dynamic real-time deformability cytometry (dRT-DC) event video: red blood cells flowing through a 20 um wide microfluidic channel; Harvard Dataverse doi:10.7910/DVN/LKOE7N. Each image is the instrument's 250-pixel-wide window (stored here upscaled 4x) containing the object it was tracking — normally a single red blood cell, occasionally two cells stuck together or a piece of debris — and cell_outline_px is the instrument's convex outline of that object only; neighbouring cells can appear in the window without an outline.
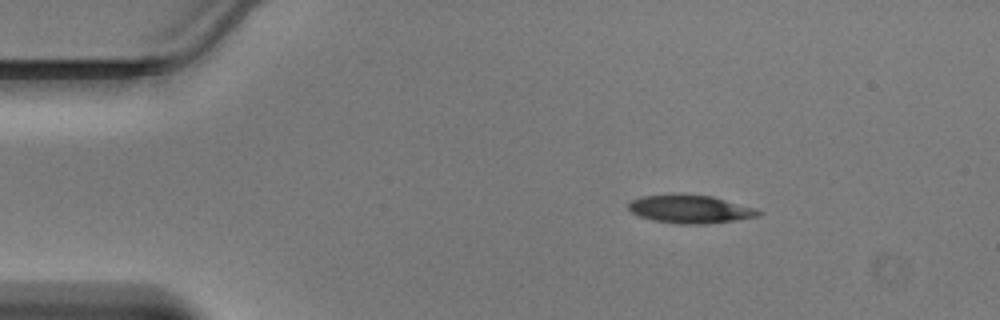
{"species": "Egyptian fruit bat (a non-hibernating species)", "species_latin": "Rousettus aegyptiacus", "temperature_condition": "warm", "stored_images_in_passage": 40, "camera_frame_rate_fps": 3000, "um_per_image_px": 0.085, "animal": {"sex": "male"}, "frame": {"image": 1, "passage_image": 1, "time_ms": 0.0, "image_size_px": [1000, 320], "cell_outline_px": [[764, 212], [760, 216], [736, 220], [704, 224], [680, 224], [652, 220], [640, 216], [632, 212], [628, 208], [628, 200], [640, 196], [672, 192], [712, 196], [756, 208]], "centroid_in_image_um": [58.63, 17.74], "position_along_channel_um": 26.4, "area_um2": 21.96}}
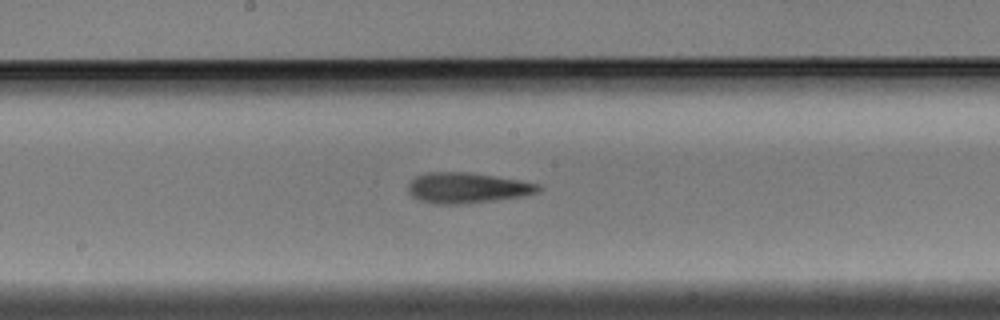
{"frame": {"image": 2, "passage_image": 18, "time_ms": 5.667, "image_size_px": [1000, 320], "cell_outline_px": [[544, 188], [540, 192], [524, 196], [460, 204], [432, 204], [420, 200], [412, 196], [408, 192], [408, 184], [416, 176], [428, 172], [468, 172], [520, 180], [540, 184]], "centroid_in_image_um": [39.73, 15.97], "position_along_channel_um": 208.5, "area_um2": 23.24}}
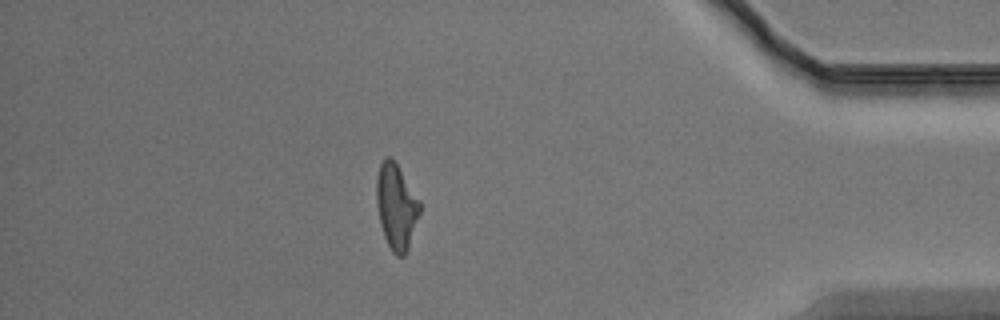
{"frame": {"image": 3, "passage_image": 34, "time_ms": 11.0, "image_size_px": [1000, 320], "cell_outline_px": [[420, 212], [408, 248], [404, 256], [396, 256], [392, 252], [384, 236], [380, 224], [376, 204], [376, 176], [380, 164], [384, 156], [392, 156], [420, 200]], "centroid_in_image_um": [33.67, 17.51], "position_along_channel_um": 401.5, "area_um2": 21.73}}